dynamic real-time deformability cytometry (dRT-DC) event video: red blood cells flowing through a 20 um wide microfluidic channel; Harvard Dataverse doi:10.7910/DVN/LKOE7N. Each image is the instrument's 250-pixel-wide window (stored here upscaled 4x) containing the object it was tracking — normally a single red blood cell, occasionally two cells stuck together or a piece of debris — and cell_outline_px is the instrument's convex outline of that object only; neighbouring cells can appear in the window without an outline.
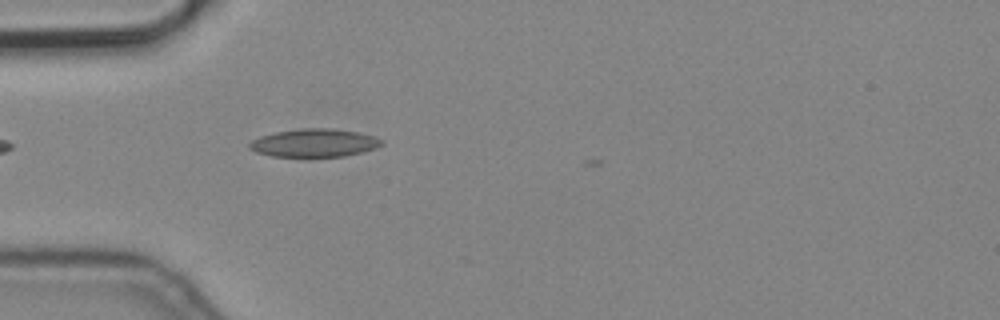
{"species": "common noctule bat (a hibernating species)", "species_latin": "Nyctalus noctula", "temperature_condition": "cold", "stored_images_in_passage": 3, "camera_frame_rate_fps": 3000, "um_per_image_px": 0.085, "animal": {"sex": "male", "body_mass_g": 19.2, "forearm_length_mm": 51.8}, "frame": {"image": 1, "passage_image": 3, "time_ms": 0.667, "image_size_px": [1000, 320], "cell_outline_px": [[384, 144], [376, 148], [344, 156], [272, 156], [256, 152], [248, 148], [248, 144], [252, 140], [260, 136], [276, 132], [300, 128], [332, 128], [356, 132], [376, 136], [384, 140]], "centroid_in_image_um": [26.73, 12.14], "position_along_channel_um": 58.3, "area_um2": 21.62}}